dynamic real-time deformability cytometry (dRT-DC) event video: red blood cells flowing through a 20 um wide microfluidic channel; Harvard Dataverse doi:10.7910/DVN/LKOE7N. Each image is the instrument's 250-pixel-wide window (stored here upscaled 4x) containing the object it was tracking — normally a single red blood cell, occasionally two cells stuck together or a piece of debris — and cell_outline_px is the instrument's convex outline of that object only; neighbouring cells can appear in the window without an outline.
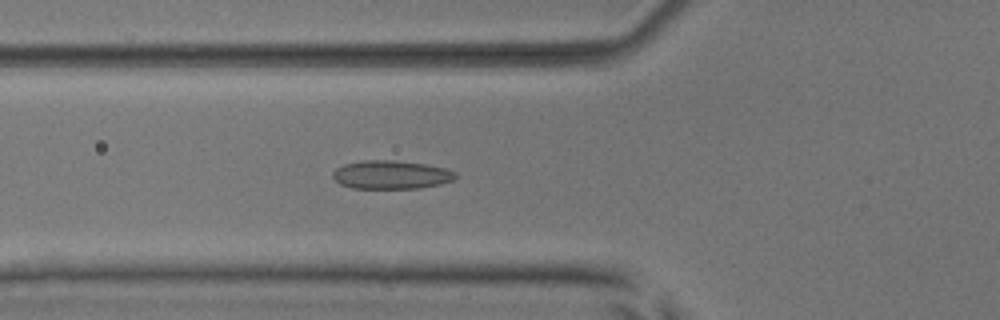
{"species": "common noctule bat (a hibernating species)", "species_latin": "Nyctalus noctula", "temperature_condition": "room temperature", "stored_images_in_passage": 53, "camera_frame_rate_fps": 3000, "um_per_image_px": 0.085, "animal": {"sex": "male", "body_mass_g": 17.9, "forearm_length_mm": 54.2}, "frame": {"image": 1, "passage_image": 20, "time_ms": 6.333, "image_size_px": [1000, 320], "cell_outline_px": [[456, 176], [452, 180], [440, 184], [420, 188], [352, 188], [340, 184], [332, 176], [332, 172], [336, 168], [344, 164], [364, 160], [392, 160], [428, 164], [448, 168], [456, 172]], "centroid_in_image_um": [33.26, 14.84], "position_along_channel_um": 92.5, "area_um2": 20.46}}
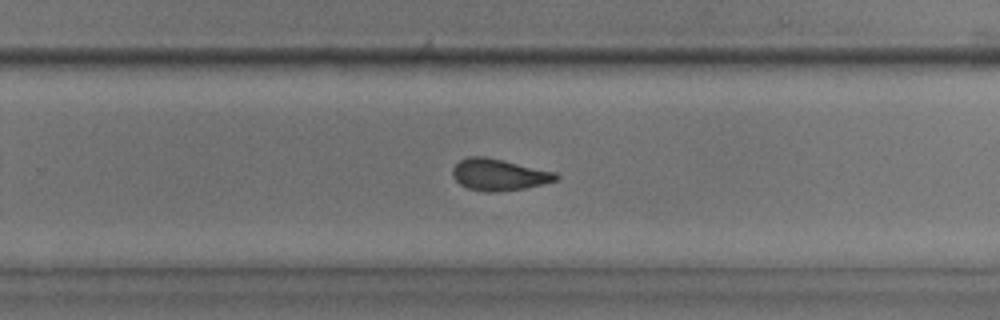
{"frame": {"image": 2, "passage_image": 35, "time_ms": 11.333, "image_size_px": [1000, 320], "cell_outline_px": [[560, 176], [556, 180], [524, 188], [488, 192], [468, 188], [460, 184], [452, 176], [452, 168], [460, 160], [468, 156], [484, 156], [504, 160], [556, 172]], "centroid_in_image_um": [42.38, 14.83], "position_along_channel_um": 287.4, "area_um2": 18.84}}
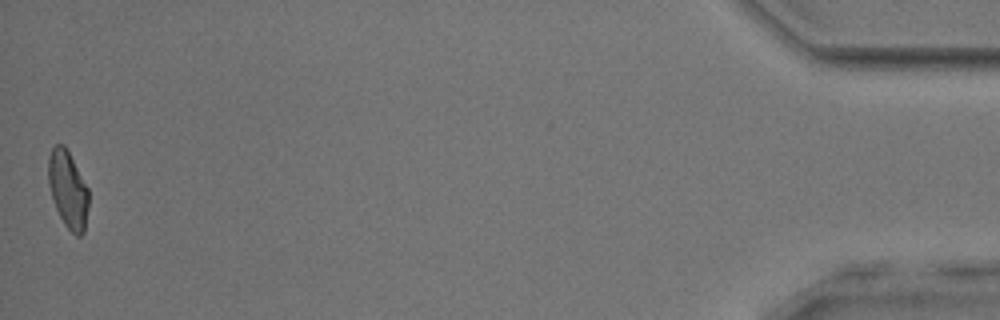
{"frame": {"image": 3, "passage_image": 53, "time_ms": 17.333, "image_size_px": [1000, 320], "cell_outline_px": [[88, 208], [84, 232], [80, 236], [76, 236], [64, 224], [56, 208], [48, 184], [48, 156], [52, 148], [56, 144], [64, 144], [88, 188]], "centroid_in_image_um": [5.77, 16.11], "position_along_channel_um": 429.4, "area_um2": 17.98}, "authors_computed_cell_mechanics": {"area_um2": 19.4208, "velocity_mm_per_s": 3.9081, "shape_relaxation_time_tau1_ms": null, "shape_relaxation_time_tau2_ms": 1.3937, "deformation_change_tau1": null, "deformation_change_tau2": 0.0694}}